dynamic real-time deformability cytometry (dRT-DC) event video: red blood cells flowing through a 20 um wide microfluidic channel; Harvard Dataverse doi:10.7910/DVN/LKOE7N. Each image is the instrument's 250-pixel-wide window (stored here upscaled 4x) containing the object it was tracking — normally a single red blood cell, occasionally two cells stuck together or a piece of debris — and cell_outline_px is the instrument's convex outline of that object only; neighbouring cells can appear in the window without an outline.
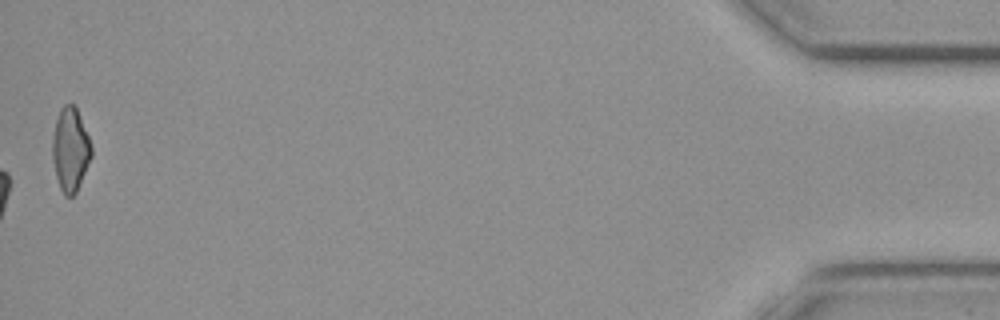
{"species": "common noctule bat (a hibernating species)", "species_latin": "Nyctalus noctula", "temperature_condition": "cold", "stored_images_in_passage": 45, "camera_frame_rate_fps": 3000, "um_per_image_px": 0.085, "animal": {"sex": "female", "body_mass_g": 19.3, "forearm_length_mm": 54.1}, "frame": {"image": 1, "passage_image": 45, "time_ms": 14.667, "image_size_px": [1000, 320], "cell_outline_px": [[92, 152], [76, 192], [72, 196], [68, 196], [60, 188], [56, 172], [52, 152], [52, 148], [56, 120], [64, 104], [72, 104], [76, 108], [88, 136], [92, 148]], "centroid_in_image_um": [5.98, 12.69], "position_along_channel_um": 429.2, "area_um2": 18.03}}